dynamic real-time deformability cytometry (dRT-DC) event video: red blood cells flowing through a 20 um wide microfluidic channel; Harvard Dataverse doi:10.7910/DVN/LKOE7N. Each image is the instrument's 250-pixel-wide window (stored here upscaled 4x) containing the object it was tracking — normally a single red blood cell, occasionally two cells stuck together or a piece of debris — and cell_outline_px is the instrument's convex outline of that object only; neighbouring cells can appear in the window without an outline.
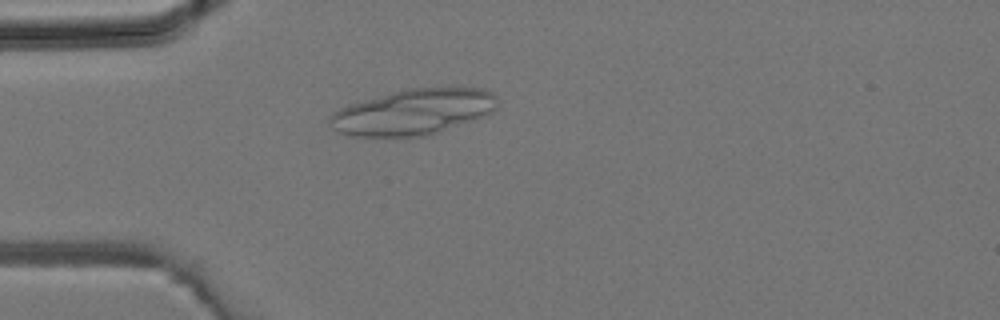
{"species": "common noctule bat (a hibernating species)", "species_latin": "Nyctalus noctula", "temperature_condition": "room temperature", "stored_images_in_passage": 4, "camera_frame_rate_fps": 3000, "um_per_image_px": 0.085, "animal": {"sex": "male", "body_mass_g": 19.2, "forearm_length_mm": 51.8}, "frame": {"image": 1, "passage_image": 4, "time_ms": 1.0, "image_size_px": [1000, 320], "cell_outline_px": [[496, 108], [492, 112], [428, 136], [352, 136], [340, 132], [336, 128], [328, 116], [332, 112], [340, 108], [364, 100], [392, 92], [408, 88], [480, 88], [492, 92], [496, 96]], "centroid_in_image_um": [35.15, 9.51], "position_along_channel_um": 49.9, "area_um2": 43.81}}